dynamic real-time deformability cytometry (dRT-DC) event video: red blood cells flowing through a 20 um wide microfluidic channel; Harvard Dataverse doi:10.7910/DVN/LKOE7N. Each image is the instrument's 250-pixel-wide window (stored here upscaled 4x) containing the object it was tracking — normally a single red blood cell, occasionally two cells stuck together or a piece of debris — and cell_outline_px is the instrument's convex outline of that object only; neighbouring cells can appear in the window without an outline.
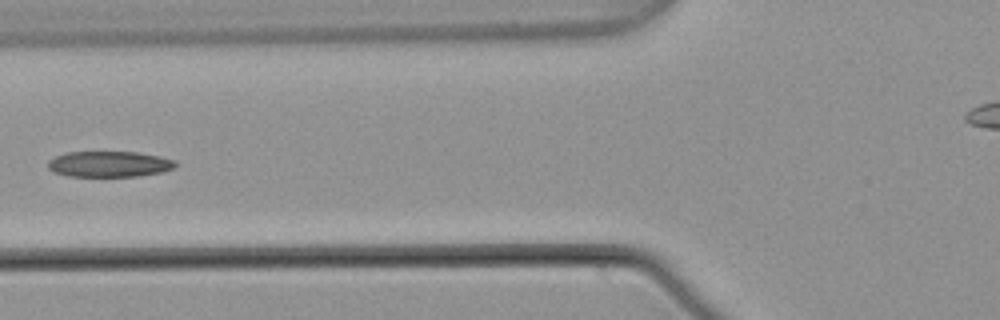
{"species": "common noctule bat (a hibernating species)", "species_latin": "Nyctalus noctula", "temperature_condition": "warm", "stored_images_in_passage": 5, "camera_frame_rate_fps": 3000, "um_per_image_px": 0.085, "animal": {"sex": "male", "body_mass_g": 21.5, "forearm_length_mm": 52.0}, "frame": {"image": 1, "passage_image": 4, "time_ms": 1.0, "image_size_px": [1000, 320], "cell_outline_px": [[180, 164], [172, 168], [160, 172], [140, 176], [68, 176], [52, 172], [48, 168], [48, 160], [56, 156], [68, 152], [136, 152], [160, 156], [176, 160]], "centroid_in_image_um": [9.3, 13.94], "position_along_channel_um": 116.5, "area_um2": 19.25}}
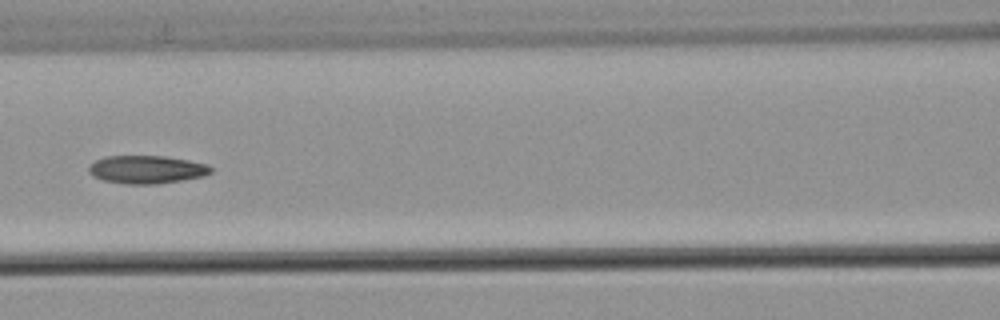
{"frame": {"image": 2, "passage_image": 5, "time_ms": 1.333, "image_size_px": [1000, 320], "cell_outline_px": [[212, 172], [204, 176], [156, 184], [124, 184], [104, 180], [92, 176], [88, 172], [88, 168], [96, 160], [104, 156], [164, 156], [188, 160], [208, 164], [212, 168]], "centroid_in_image_um": [12.46, 14.41], "position_along_channel_um": 154.1, "area_um2": 19.94}}